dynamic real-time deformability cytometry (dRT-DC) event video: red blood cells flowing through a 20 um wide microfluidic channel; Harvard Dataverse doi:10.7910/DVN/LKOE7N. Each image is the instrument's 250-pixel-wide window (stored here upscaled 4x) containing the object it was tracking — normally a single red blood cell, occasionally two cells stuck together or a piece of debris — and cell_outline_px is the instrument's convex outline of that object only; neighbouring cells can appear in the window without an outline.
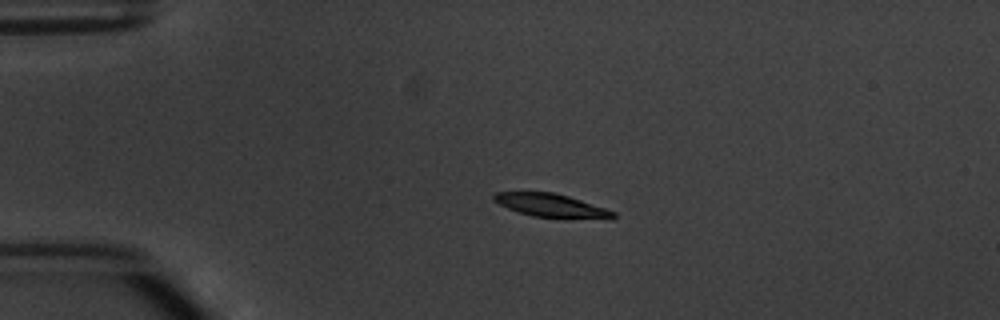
{"species": "common noctule bat (a hibernating species)", "species_latin": "Nyctalus noctula", "temperature_condition": "warm", "stored_images_in_passage": 2, "camera_frame_rate_fps": 3000, "um_per_image_px": 0.085, "animal": {"sex": "male", "body_mass_g": 20.1, "forearm_length_mm": 53.5}, "frame": {"image": 1, "passage_image": 1, "time_ms": 0.0, "image_size_px": [1000, 320], "cell_outline_px": [[616, 216], [612, 220], [532, 216], [508, 208], [492, 200], [492, 196], [496, 192], [552, 192], [568, 196], [616, 212]], "centroid_in_image_um": [46.9, 17.48], "position_along_channel_um": 38.1, "area_um2": 16.18}}